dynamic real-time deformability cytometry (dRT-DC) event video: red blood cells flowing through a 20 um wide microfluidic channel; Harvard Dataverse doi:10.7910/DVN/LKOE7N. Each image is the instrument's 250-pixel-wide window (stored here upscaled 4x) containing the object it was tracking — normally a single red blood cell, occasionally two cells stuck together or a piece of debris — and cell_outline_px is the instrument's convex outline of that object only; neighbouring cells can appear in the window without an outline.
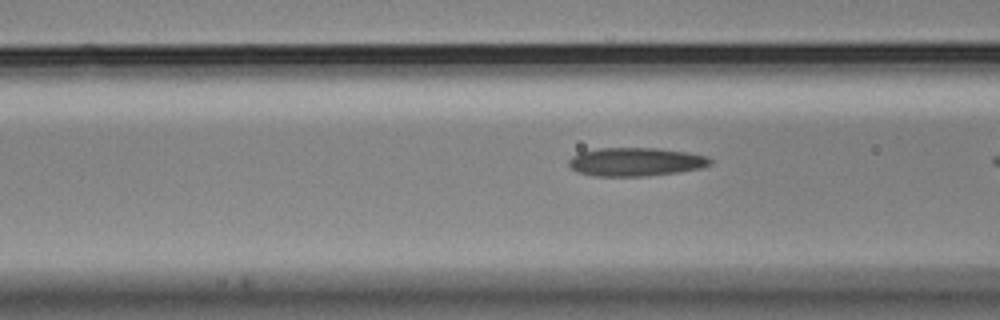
{"species": "Egyptian fruit bat (a non-hibernating species)", "species_latin": "Rousettus aegyptiacus", "temperature_condition": "cold", "stored_images_in_passage": 20, "camera_frame_rate_fps": 3000, "um_per_image_px": 0.085, "animal": {"sex": "male"}, "frame": {"image": 1, "passage_image": 17, "time_ms": 5.333, "image_size_px": [1000, 320], "cell_outline_px": [[712, 164], [704, 168], [680, 172], [648, 176], [596, 176], [576, 172], [568, 164], [568, 160], [572, 156], [580, 152], [600, 148], [656, 148], [688, 152], [708, 156], [712, 160]], "centroid_in_image_um": [54.07, 13.76], "position_along_channel_um": 112.5, "area_um2": 23.76}}